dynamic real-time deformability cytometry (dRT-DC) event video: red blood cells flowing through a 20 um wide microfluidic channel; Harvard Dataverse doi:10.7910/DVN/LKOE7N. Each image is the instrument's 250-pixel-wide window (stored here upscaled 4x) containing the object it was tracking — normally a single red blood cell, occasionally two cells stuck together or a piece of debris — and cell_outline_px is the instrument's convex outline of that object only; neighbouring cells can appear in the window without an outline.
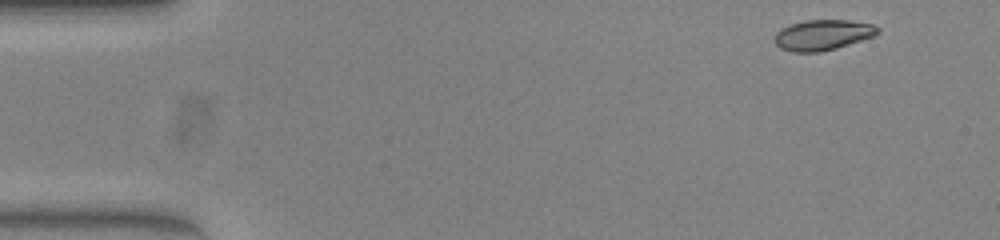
{"species": "common noctule bat (a hibernating species)", "species_latin": "Nyctalus noctula", "temperature_condition": "warm", "stored_images_in_passage": 50, "camera_frame_rate_fps": 3000, "um_per_image_px": 0.085, "animal": {"sex": "female", "body_mass_g": 23.0, "forearm_length_mm": 53.4}, "frame": {"image": 1, "passage_image": 1, "time_ms": 0.0, "image_size_px": [1000, 240], "cell_outline_px": [[880, 32], [872, 36], [836, 48], [820, 52], [792, 52], [780, 48], [772, 40], [776, 32], [780, 28], [804, 20], [848, 20], [872, 24], [880, 28]], "centroid_in_image_um": [69.88, 2.97], "position_along_channel_um": 15.1, "area_um2": 18.32}}
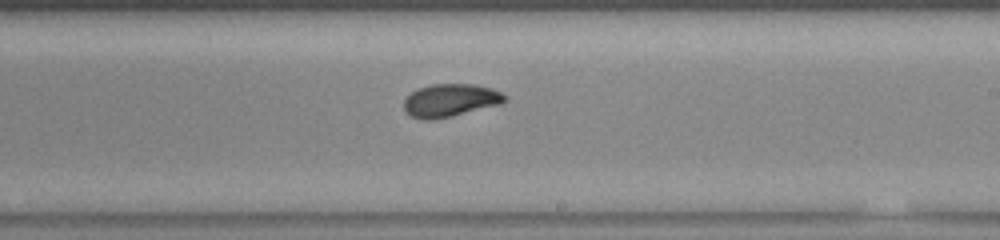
{"frame": {"image": 2, "passage_image": 28, "time_ms": 9.0, "image_size_px": [1000, 240], "cell_outline_px": [[504, 100], [500, 104], [452, 116], [432, 120], [424, 120], [412, 116], [404, 108], [404, 100], [412, 92], [420, 88], [432, 84], [476, 84], [492, 88], [500, 92], [504, 96]], "centroid_in_image_um": [38.26, 8.52], "position_along_channel_um": 250.7, "area_um2": 19.02}}
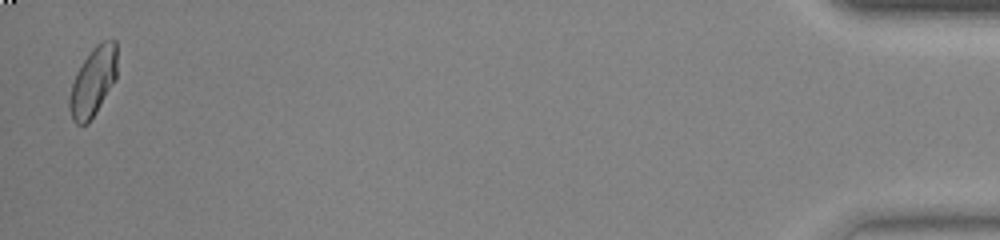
{"frame": {"image": 3, "passage_image": 49, "time_ms": 16.0, "image_size_px": [1000, 240], "cell_outline_px": [[116, 76], [96, 112], [88, 124], [76, 124], [72, 120], [68, 108], [68, 96], [76, 72], [92, 48], [96, 44], [104, 40], [116, 40]], "centroid_in_image_um": [7.87, 6.96], "position_along_channel_um": 427.3, "area_um2": 18.96}, "authors_computed_cell_mechanics": {"area_um2": 19.1318, "velocity_mm_per_s": 3.867, "shape_relaxation_time_tau1_ms": 5.9729, "shape_relaxation_time_tau2_ms": null, "deformation_change_tau1": 0.1671, "deformation_change_tau2": null}}